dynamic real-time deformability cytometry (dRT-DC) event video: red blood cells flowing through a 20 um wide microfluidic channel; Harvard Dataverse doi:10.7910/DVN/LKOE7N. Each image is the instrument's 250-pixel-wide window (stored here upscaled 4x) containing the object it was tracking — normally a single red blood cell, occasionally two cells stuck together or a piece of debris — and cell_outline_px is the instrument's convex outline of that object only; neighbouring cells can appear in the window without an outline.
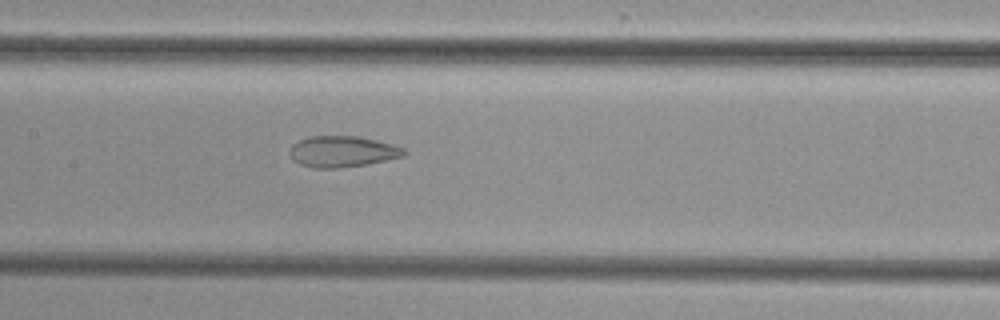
{"species": "common noctule bat (a hibernating species)", "species_latin": "Nyctalus noctula", "temperature_condition": "cold", "stored_images_in_passage": 5, "segment_of_instrument_passage": [1, 2], "camera_frame_rate_fps": 3000, "um_per_image_px": 0.085, "animal": {"sex": "female", "body_mass_g": 29.2, "forearm_length_mm": 56.3}, "frame": {"image": 1, "passage_image": 4, "time_ms": 4.333, "image_size_px": [1000, 320], "cell_outline_px": [[408, 152], [404, 156], [364, 164], [340, 168], [312, 168], [300, 164], [292, 160], [288, 152], [292, 144], [308, 136], [356, 136], [376, 140], [392, 144], [404, 148]], "centroid_in_image_um": [29.06, 12.88], "position_along_channel_um": 178.3, "area_um2": 20.75}}